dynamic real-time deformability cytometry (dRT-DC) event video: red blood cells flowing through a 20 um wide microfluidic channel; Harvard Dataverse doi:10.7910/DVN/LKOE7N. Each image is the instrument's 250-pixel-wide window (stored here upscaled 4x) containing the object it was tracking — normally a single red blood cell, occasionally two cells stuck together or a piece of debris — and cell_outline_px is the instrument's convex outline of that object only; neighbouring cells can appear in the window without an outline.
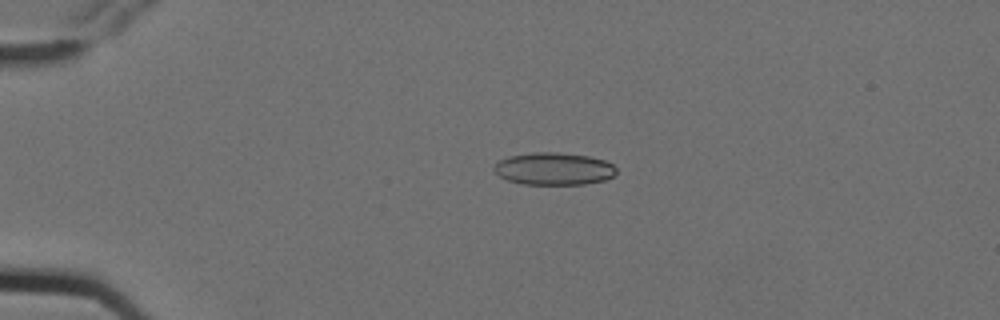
{"species": "Egyptian fruit bat (a non-hibernating species)", "species_latin": "Rousettus aegyptiacus", "temperature_condition": "cold", "stored_images_in_passage": 5, "camera_frame_rate_fps": 3000, "um_per_image_px": 0.085, "animal": {"sex": "female"}, "frame": {"image": 1, "passage_image": 3, "time_ms": 0.667, "image_size_px": [1000, 320], "cell_outline_px": [[616, 172], [612, 176], [604, 180], [584, 184], [524, 184], [508, 180], [500, 176], [492, 168], [500, 160], [508, 156], [532, 152], [556, 152], [588, 156], [604, 160], [612, 164], [616, 168]], "centroid_in_image_um": [47.07, 14.34], "position_along_channel_um": 37.9, "area_um2": 22.95}}
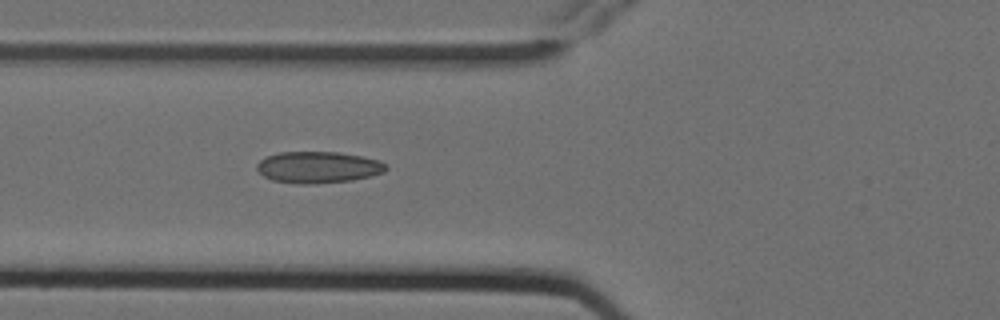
{"frame": {"image": 2, "passage_image": 5, "time_ms": 1.333, "image_size_px": [1000, 320], "cell_outline_px": [[388, 168], [384, 172], [352, 180], [316, 184], [300, 184], [272, 180], [264, 176], [256, 168], [256, 164], [260, 160], [268, 156], [280, 152], [336, 152], [360, 156], [380, 160]], "centroid_in_image_um": [27.03, 14.22], "position_along_channel_um": 98.8, "area_um2": 23.58}}